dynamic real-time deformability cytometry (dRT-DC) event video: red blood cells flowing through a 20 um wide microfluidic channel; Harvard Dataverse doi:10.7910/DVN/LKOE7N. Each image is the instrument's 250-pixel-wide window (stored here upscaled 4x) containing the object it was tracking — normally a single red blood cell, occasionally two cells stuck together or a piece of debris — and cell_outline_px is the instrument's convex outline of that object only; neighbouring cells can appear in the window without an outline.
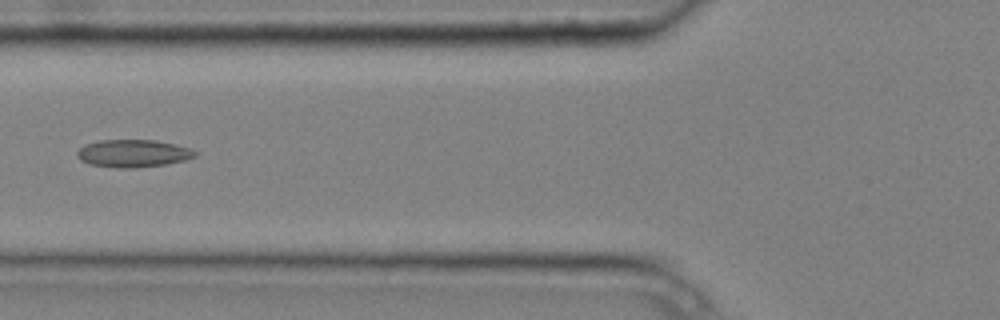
{"species": "common noctule bat (a hibernating species)", "species_latin": "Nyctalus noctula", "temperature_condition": "cold", "stored_images_in_passage": 8, "camera_frame_rate_fps": 3000, "um_per_image_px": 0.085, "animal": {"sex": "male", "body_mass_g": 20.4}, "frame": {"image": 1, "passage_image": 6, "time_ms": 1.667, "image_size_px": [1000, 320], "cell_outline_px": [[196, 156], [184, 160], [164, 164], [136, 168], [116, 168], [88, 164], [80, 160], [76, 156], [76, 152], [84, 144], [100, 140], [156, 140], [176, 144], [192, 148], [196, 152]], "centroid_in_image_um": [11.29, 13.03], "position_along_channel_um": 114.5, "area_um2": 19.13}}
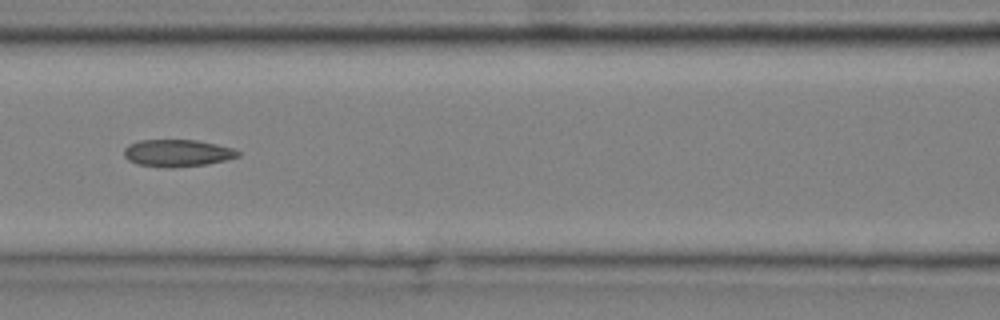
{"frame": {"image": 2, "passage_image": 7, "time_ms": 2.0, "image_size_px": [1000, 320], "cell_outline_px": [[240, 156], [208, 164], [172, 168], [164, 168], [136, 164], [128, 160], [124, 156], [124, 148], [128, 144], [140, 140], [196, 140], [216, 144], [232, 148], [240, 152]], "centroid_in_image_um": [15.04, 13.02], "position_along_channel_um": 151.6, "area_um2": 18.15}}
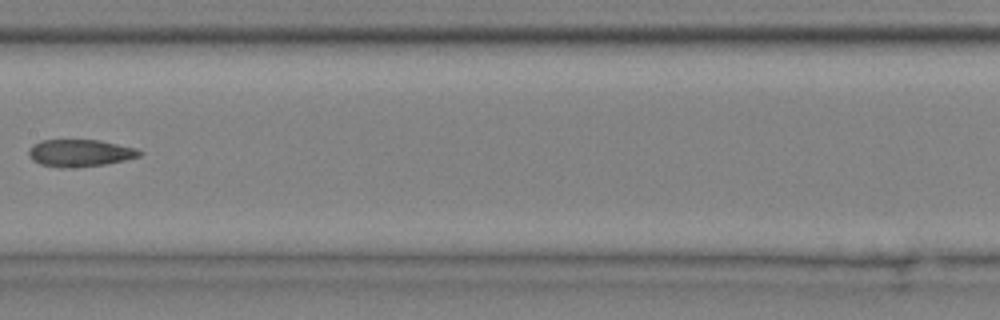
{"frame": {"image": 3, "passage_image": 8, "time_ms": 2.333, "image_size_px": [1000, 320], "cell_outline_px": [[144, 152], [140, 156], [124, 160], [104, 164], [68, 168], [60, 168], [40, 164], [32, 160], [28, 156], [28, 148], [32, 144], [40, 140], [100, 140], [136, 148]], "centroid_in_image_um": [6.76, 13.0], "position_along_channel_um": 200.6, "area_um2": 17.69}}